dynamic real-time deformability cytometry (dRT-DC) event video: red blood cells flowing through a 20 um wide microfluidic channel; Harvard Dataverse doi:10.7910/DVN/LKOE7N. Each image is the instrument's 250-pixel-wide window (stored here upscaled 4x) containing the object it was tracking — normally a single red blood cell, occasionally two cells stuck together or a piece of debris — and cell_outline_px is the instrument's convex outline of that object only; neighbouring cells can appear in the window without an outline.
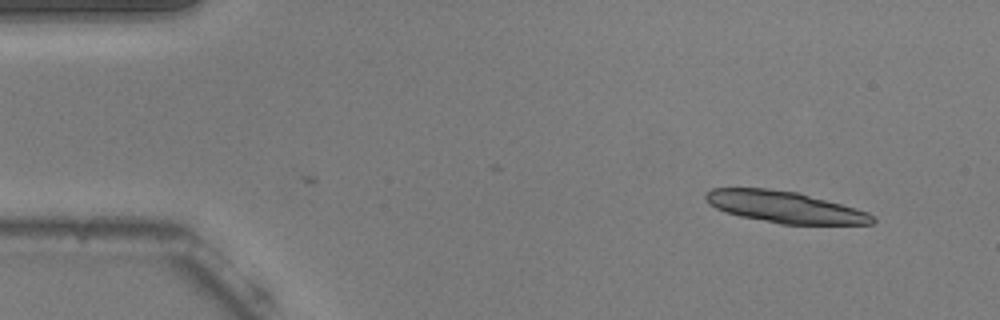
{"species": "common noctule bat (a hibernating species)", "species_latin": "Nyctalus noctula", "temperature_condition": "warm", "stored_images_in_passage": 50, "camera_frame_rate_fps": 3000, "um_per_image_px": 0.085, "animal": {"sex": "male", "body_mass_g": 20.5, "forearm_length_mm": 52.5}, "frame": {"image": 1, "passage_image": 1, "time_ms": 0.0, "image_size_px": [1000, 320], "cell_outline_px": [[876, 220], [872, 224], [780, 224], [740, 216], [716, 208], [708, 204], [704, 196], [704, 192], [712, 188], [768, 188], [796, 192], [856, 208], [868, 212], [876, 216]], "centroid_in_image_um": [66.7, 17.6], "position_along_channel_um": 18.3, "area_um2": 30.58}}
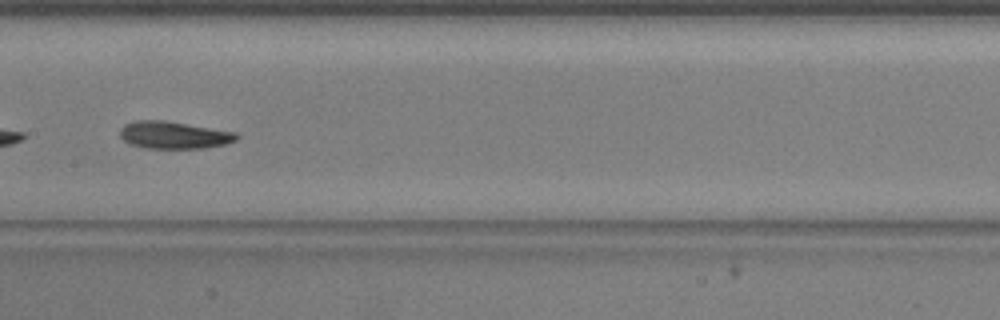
{"frame": {"image": 2, "passage_image": 23, "time_ms": 7.333, "image_size_px": [1000, 320], "cell_outline_px": [[240, 136], [236, 140], [228, 144], [204, 148], [144, 148], [132, 144], [124, 140], [120, 136], [120, 128], [124, 124], [136, 120], [164, 120], [236, 132]], "centroid_in_image_um": [14.8, 11.48], "position_along_channel_um": 192.6, "area_um2": 18.61}}
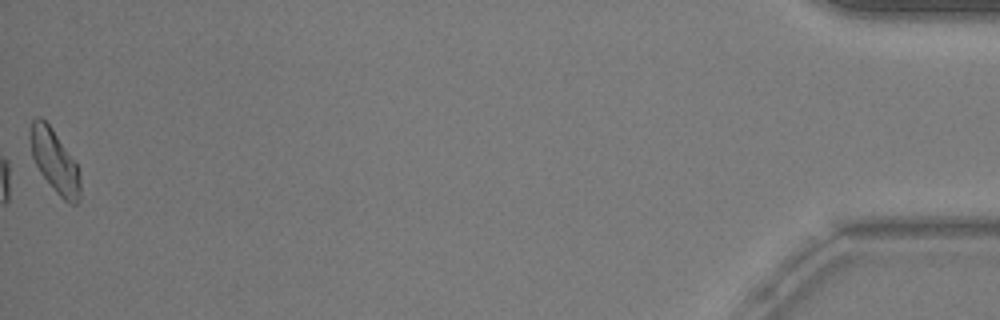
{"frame": {"image": 3, "passage_image": 50, "time_ms": 16.333, "image_size_px": [1000, 320], "cell_outline_px": [[80, 200], [76, 204], [68, 204], [56, 192], [40, 172], [32, 156], [28, 136], [28, 132], [32, 120], [36, 116], [40, 116], [52, 128], [76, 164], [80, 176]], "centroid_in_image_um": [4.62, 13.68], "position_along_channel_um": 430.6, "area_um2": 18.32}, "authors_computed_cell_mechanics": {"area_um2": 18.2937, "velocity_mm_per_s": 3.7464, "shape_relaxation_time_tau1_ms": 6.2522, "shape_relaxation_time_tau2_ms": 10.8595, "deformation_change_tau1": 0.1527, "deformation_change_tau2": 0.218}}